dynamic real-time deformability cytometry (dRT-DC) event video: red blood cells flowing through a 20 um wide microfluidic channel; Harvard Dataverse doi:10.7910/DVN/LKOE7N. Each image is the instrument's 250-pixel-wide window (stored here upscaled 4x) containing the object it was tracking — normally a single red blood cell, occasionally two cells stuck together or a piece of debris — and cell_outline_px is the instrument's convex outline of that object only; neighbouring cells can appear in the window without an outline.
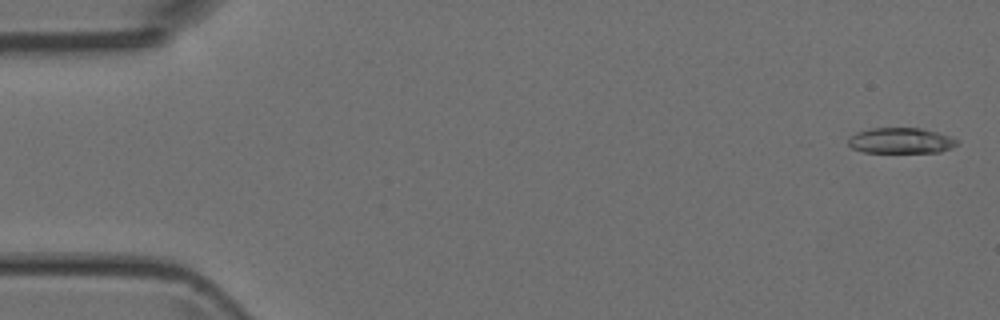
{"species": "Egyptian fruit bat (a non-hibernating species)", "species_latin": "Rousettus aegyptiacus", "temperature_condition": "room temperature", "stored_images_in_passage": 4, "camera_frame_rate_fps": 3000, "um_per_image_px": 0.085, "animal": {"sex": "female"}, "frame": {"image": 1, "passage_image": 1, "time_ms": 0.0, "image_size_px": [1000, 320], "cell_outline_px": [[960, 144], [940, 152], [864, 152], [852, 148], [848, 144], [848, 136], [856, 132], [872, 128], [920, 128], [952, 136], [960, 140]], "centroid_in_image_um": [76.59, 11.95], "position_along_channel_um": 8.4, "area_um2": 16.42}}